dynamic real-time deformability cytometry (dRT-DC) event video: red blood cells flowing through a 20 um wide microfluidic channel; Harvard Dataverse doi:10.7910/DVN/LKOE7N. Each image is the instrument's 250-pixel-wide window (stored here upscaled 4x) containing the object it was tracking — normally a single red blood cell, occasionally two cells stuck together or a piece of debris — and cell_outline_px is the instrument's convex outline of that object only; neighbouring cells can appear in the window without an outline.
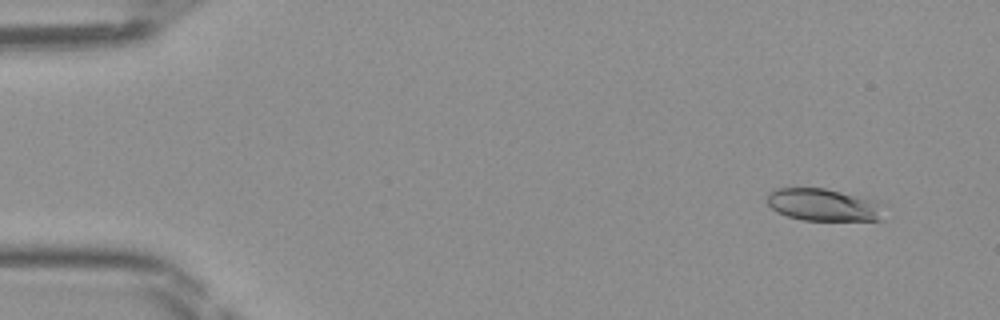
{"species": "Egyptian fruit bat (a non-hibernating species)", "species_latin": "Rousettus aegyptiacus", "temperature_condition": "room temperature", "stored_images_in_passage": 49, "segment_of_instrument_passage": [1, 2], "camera_frame_rate_fps": 3000, "um_per_image_px": 0.085, "frame": {"image": 1, "passage_image": 4, "time_ms": 1.0, "image_size_px": [1000, 320], "cell_outline_px": [[884, 220], [800, 220], [776, 212], [768, 204], [768, 196], [776, 188], [824, 188], [876, 200]], "centroid_in_image_um": [69.96, 17.42], "position_along_channel_um": 15.0, "area_um2": 21.68}}
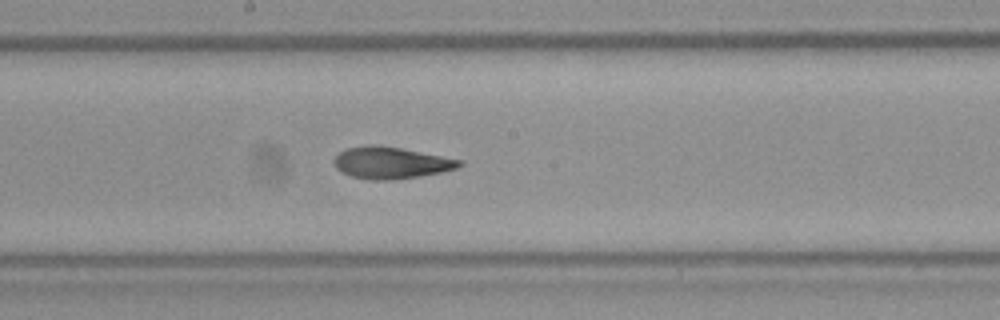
{"frame": {"image": 2, "passage_image": 26, "time_ms": 8.333, "image_size_px": [1000, 320], "cell_outline_px": [[464, 164], [456, 168], [440, 172], [420, 176], [388, 180], [368, 180], [352, 176], [336, 168], [332, 160], [344, 148], [368, 144], [400, 148], [464, 160]], "centroid_in_image_um": [33.22, 13.83], "position_along_channel_um": 215.0, "area_um2": 23.12}}
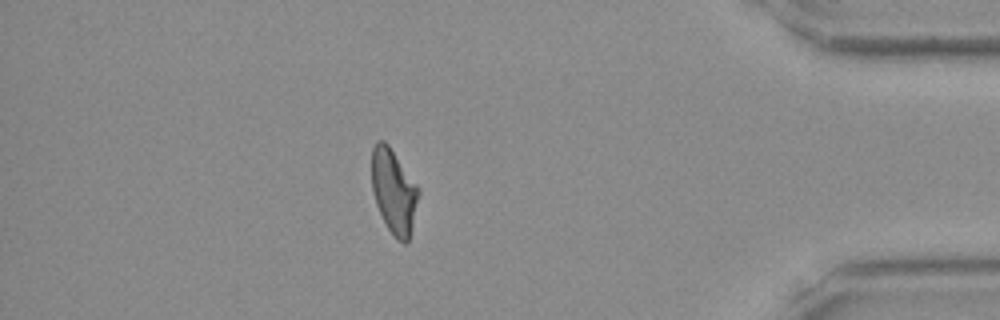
{"frame": {"image": 3, "passage_image": 42, "time_ms": 13.667, "image_size_px": [1000, 320], "cell_outline_px": [[420, 192], [408, 240], [404, 244], [388, 228], [376, 204], [372, 188], [372, 148], [376, 140], [384, 140], [388, 144], [416, 184]], "centroid_in_image_um": [33.45, 16.2], "position_along_channel_um": 401.7, "area_um2": 22.43}}